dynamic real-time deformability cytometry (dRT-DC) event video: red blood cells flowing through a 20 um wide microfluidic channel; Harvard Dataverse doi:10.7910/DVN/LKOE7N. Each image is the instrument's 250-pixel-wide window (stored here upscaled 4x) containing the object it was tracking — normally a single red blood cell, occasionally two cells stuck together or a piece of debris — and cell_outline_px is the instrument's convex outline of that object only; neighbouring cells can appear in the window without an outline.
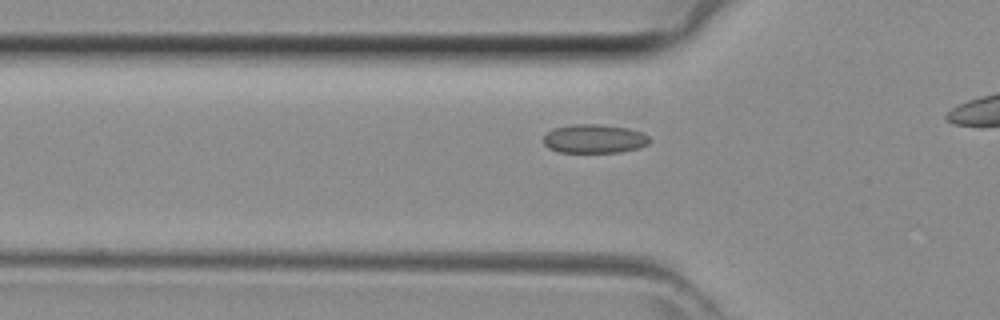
{"species": "common noctule bat (a hibernating species)", "species_latin": "Nyctalus noctula", "temperature_condition": "room temperature", "stored_images_in_passage": 31, "camera_frame_rate_fps": 3000, "um_per_image_px": 0.085, "animal": {"sex": "female", "body_mass_g": 29.2, "forearm_length_mm": 56.3}, "frame": {"image": 1, "passage_image": 10, "time_ms": 3.0, "image_size_px": [1000, 320], "cell_outline_px": [[652, 140], [648, 144], [640, 148], [620, 152], [560, 152], [548, 148], [544, 144], [544, 136], [552, 128], [572, 124], [600, 124], [628, 128], [644, 132]], "centroid_in_image_um": [50.55, 11.79], "position_along_channel_um": 75.3, "area_um2": 18.03}}
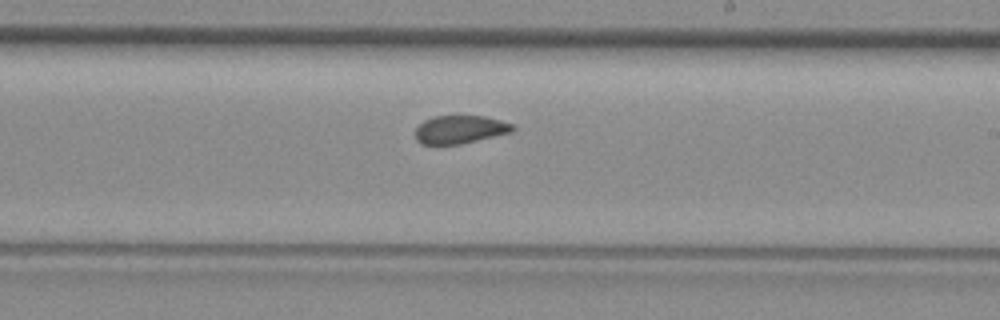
{"frame": {"image": 2, "passage_image": 21, "time_ms": 6.667, "image_size_px": [1000, 320], "cell_outline_px": [[516, 128], [512, 132], [460, 144], [420, 144], [416, 140], [416, 128], [424, 120], [432, 116], [488, 116], [512, 124]], "centroid_in_image_um": [39.1, 11.0], "position_along_channel_um": 249.9, "area_um2": 15.95}}
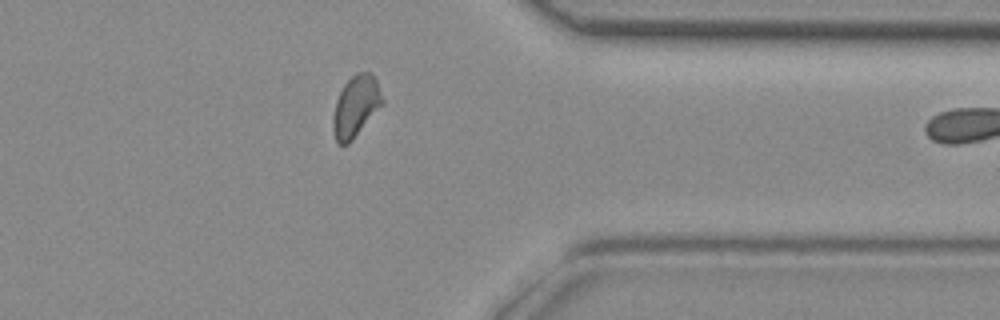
{"frame": {"image": 3, "passage_image": 30, "time_ms": 9.667, "image_size_px": [1000, 320], "cell_outline_px": [[384, 104], [352, 140], [348, 144], [340, 144], [336, 140], [332, 128], [332, 116], [336, 100], [344, 84], [356, 72], [372, 72], [376, 80], [384, 100]], "centroid_in_image_um": [30.25, 9.03], "position_along_channel_um": 381.2, "area_um2": 17.69}}